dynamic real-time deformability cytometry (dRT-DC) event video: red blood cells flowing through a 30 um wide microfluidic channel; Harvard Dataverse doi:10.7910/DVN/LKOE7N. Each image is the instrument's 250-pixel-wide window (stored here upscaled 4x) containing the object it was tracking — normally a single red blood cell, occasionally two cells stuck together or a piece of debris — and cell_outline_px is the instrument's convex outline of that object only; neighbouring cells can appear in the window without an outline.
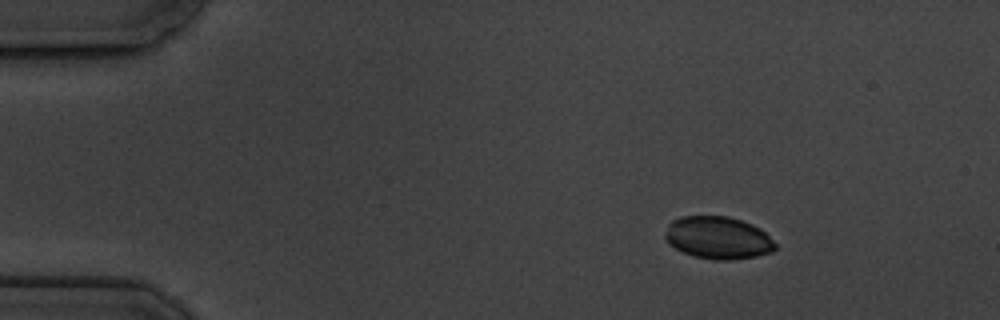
{"species": "common noctule bat (a hibernating species)", "species_latin": "Nyctalus noctula", "temperature_condition": "cold", "stored_images_in_passage": 5, "camera_frame_rate_fps": 3000, "um_per_image_px": 0.085, "animal": {"sex": "male", "body_mass_g": 19.5, "forearm_length_mm": 54.6}, "frame": {"image": 1, "passage_image": 1, "time_ms": 0.0, "image_size_px": [1000, 320], "cell_outline_px": [[776, 248], [772, 252], [756, 256], [732, 260], [716, 260], [692, 256], [668, 244], [664, 240], [664, 236], [668, 224], [672, 220], [680, 216], [728, 216], [752, 224], [760, 228], [776, 244]], "centroid_in_image_um": [61.0, 20.21], "position_along_channel_um": 24.0, "area_um2": 27.4}}
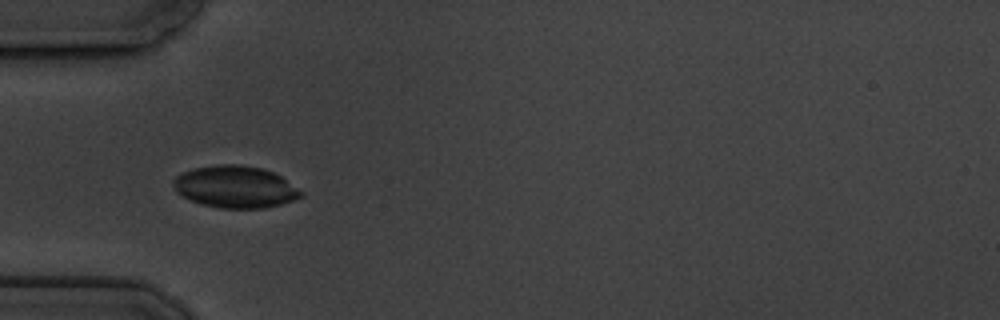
{"frame": {"image": 2, "passage_image": 4, "time_ms": 3.333, "image_size_px": [1000, 320], "cell_outline_px": [[304, 196], [280, 204], [264, 208], [220, 208], [200, 204], [176, 192], [172, 184], [172, 180], [176, 176], [184, 172], [196, 168], [220, 164], [236, 164], [260, 168], [272, 172], [280, 176], [304, 192]], "centroid_in_image_um": [19.99, 15.89], "position_along_channel_um": 65.0, "area_um2": 30.98}}